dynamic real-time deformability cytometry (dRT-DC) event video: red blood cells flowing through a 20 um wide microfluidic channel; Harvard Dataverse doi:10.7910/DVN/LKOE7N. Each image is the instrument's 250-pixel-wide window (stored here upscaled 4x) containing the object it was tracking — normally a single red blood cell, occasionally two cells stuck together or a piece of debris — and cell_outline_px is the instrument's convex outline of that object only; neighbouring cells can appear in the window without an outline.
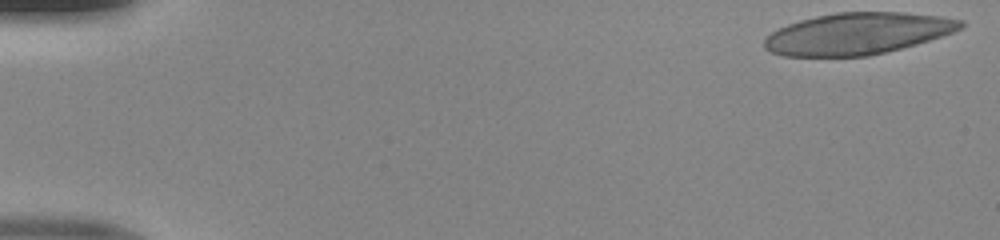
{"species": "human", "species_latin": "Homo sapiens", "temperature_condition": "room temperature", "stored_images_in_passage": 48, "camera_frame_rate_fps": 3000, "um_per_image_px": 0.085, "donor": {"sex": "male"}, "frame": {"image": 1, "passage_image": 1, "time_ms": 0.0, "image_size_px": [1000, 240], "cell_outline_px": [[964, 24], [960, 28], [952, 32], [916, 44], [868, 56], [784, 56], [772, 52], [764, 48], [764, 40], [772, 32], [788, 24], [800, 20], [816, 16], [836, 12], [904, 12], [940, 16], [964, 20]], "centroid_in_image_um": [72.88, 2.85], "position_along_channel_um": 12.1, "area_um2": 47.28}}
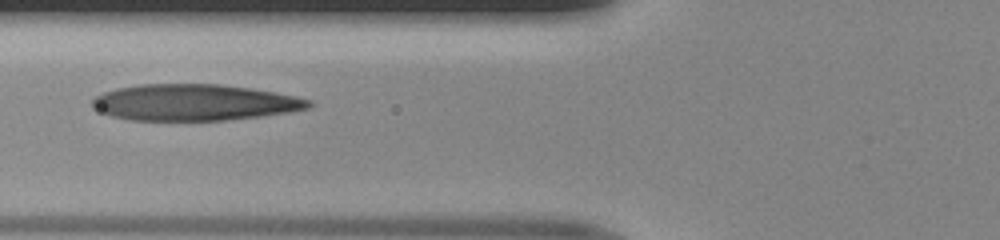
{"frame": {"image": 2, "passage_image": 19, "time_ms": 6.0, "image_size_px": [1000, 240], "cell_outline_px": [[312, 108], [292, 112], [260, 116], [224, 120], [132, 120], [112, 116], [100, 112], [92, 108], [92, 100], [96, 96], [104, 92], [116, 88], [140, 84], [220, 84], [248, 88], [296, 96], [312, 100]], "centroid_in_image_um": [16.53, 8.71], "position_along_channel_um": 109.3, "area_um2": 45.84}}
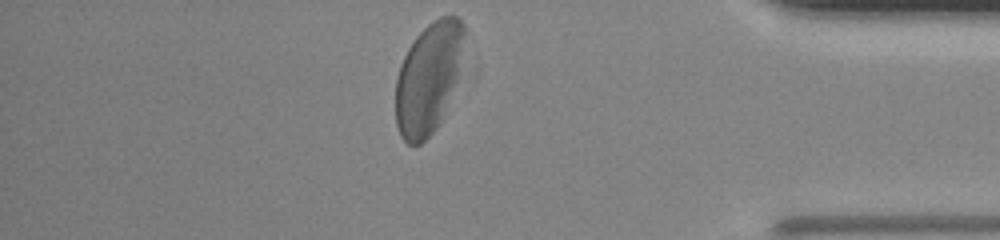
{"frame": {"image": 3, "passage_image": 42, "time_ms": 13.667, "image_size_px": [1000, 240], "cell_outline_px": [[476, 80], [436, 128], [420, 144], [408, 144], [400, 136], [396, 124], [396, 80], [400, 64], [408, 48], [416, 36], [432, 20], [440, 16], [456, 16], [464, 24], [476, 72]], "centroid_in_image_um": [36.79, 6.61], "position_along_channel_um": 398.4, "area_um2": 50.92}}